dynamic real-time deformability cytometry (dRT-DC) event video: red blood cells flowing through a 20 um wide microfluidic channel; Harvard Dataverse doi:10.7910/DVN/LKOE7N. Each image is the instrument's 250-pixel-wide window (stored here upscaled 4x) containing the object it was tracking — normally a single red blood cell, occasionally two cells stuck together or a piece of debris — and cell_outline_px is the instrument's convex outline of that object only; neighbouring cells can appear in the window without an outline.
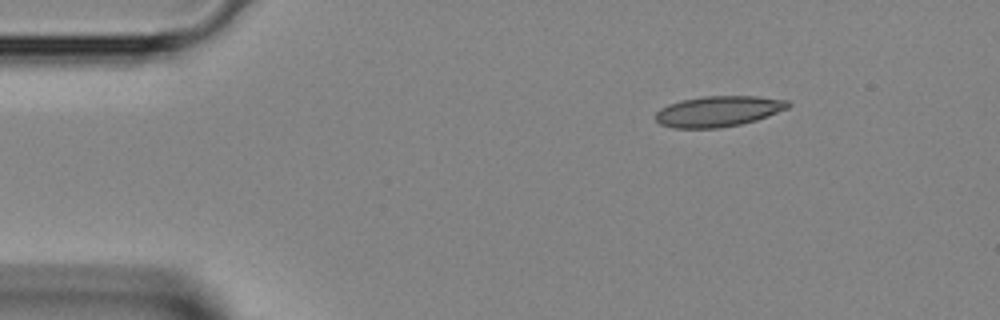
{"species": "Egyptian fruit bat (a non-hibernating species)", "species_latin": "Rousettus aegyptiacus", "temperature_condition": "room temperature", "stored_images_in_passage": 37, "camera_frame_rate_fps": 3000, "um_per_image_px": 0.085, "animal": {"sex": "female"}, "frame": {"image": 1, "passage_image": 1, "time_ms": 0.0, "image_size_px": [1000, 320], "cell_outline_px": [[792, 104], [788, 108], [768, 116], [756, 120], [740, 124], [720, 128], [672, 128], [660, 124], [652, 116], [660, 108], [668, 104], [684, 100], [704, 96], [756, 96], [788, 100]], "centroid_in_image_um": [61.04, 9.46], "position_along_channel_um": 24.0, "area_um2": 23.81}}
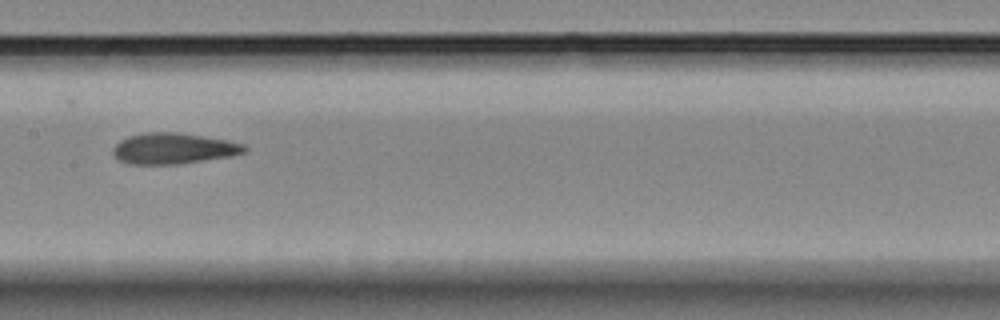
{"frame": {"image": 2, "passage_image": 16, "time_ms": 5.0, "image_size_px": [1000, 320], "cell_outline_px": [[248, 152], [232, 156], [176, 164], [128, 164], [112, 156], [112, 148], [120, 140], [128, 136], [144, 132], [176, 132], [204, 136], [228, 140], [244, 144], [248, 148]], "centroid_in_image_um": [14.74, 12.62], "position_along_channel_um": 192.7, "area_um2": 23.93}}
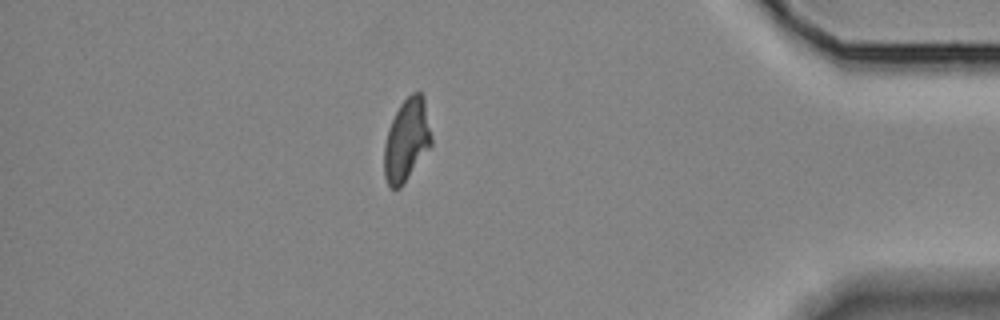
{"frame": {"image": 3, "passage_image": 32, "time_ms": 10.333, "image_size_px": [1000, 320], "cell_outline_px": [[432, 144], [400, 188], [392, 188], [388, 184], [384, 176], [384, 144], [388, 128], [400, 104], [412, 92], [420, 92], [424, 96], [432, 136]], "centroid_in_image_um": [34.57, 11.88], "position_along_channel_um": 400.6, "area_um2": 22.6}}